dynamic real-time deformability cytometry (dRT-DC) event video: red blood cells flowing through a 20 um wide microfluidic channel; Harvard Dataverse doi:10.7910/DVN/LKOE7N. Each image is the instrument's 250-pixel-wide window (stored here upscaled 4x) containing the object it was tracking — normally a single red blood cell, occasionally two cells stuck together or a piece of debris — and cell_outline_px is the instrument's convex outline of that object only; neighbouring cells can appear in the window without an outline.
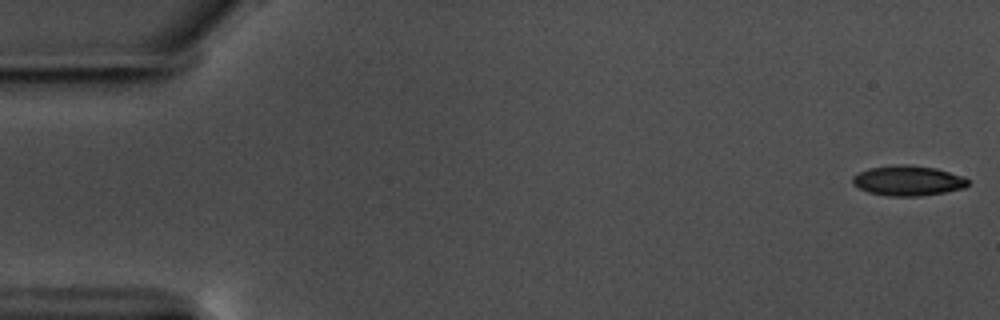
{"species": "common noctule bat (a hibernating species)", "species_latin": "Nyctalus noctula", "temperature_condition": "warm", "stored_images_in_passage": 57, "camera_frame_rate_fps": 3000, "um_per_image_px": 0.085, "animal": {"sex": "male", "body_mass_g": 17.5, "forearm_length_mm": 52.3}, "frame": {"image": 1, "passage_image": 1, "time_ms": 0.0, "image_size_px": [1000, 320], "cell_outline_px": [[968, 184], [964, 188], [944, 192], [920, 196], [888, 196], [868, 192], [852, 184], [852, 176], [868, 168], [900, 164], [908, 164], [936, 168], [964, 176], [968, 180]], "centroid_in_image_um": [77.17, 15.35], "position_along_channel_um": 7.8, "area_um2": 20.29}}
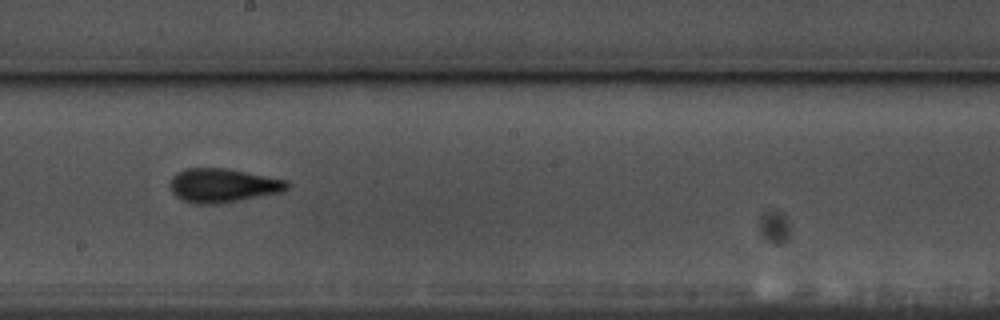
{"frame": {"image": 2, "passage_image": 32, "time_ms": 10.333, "image_size_px": [1000, 320], "cell_outline_px": [[292, 184], [288, 188], [280, 192], [220, 204], [192, 204], [176, 196], [168, 188], [168, 184], [172, 176], [176, 172], [188, 168], [228, 168], [288, 180]], "centroid_in_image_um": [18.92, 15.76], "position_along_channel_um": 229.3, "area_um2": 23.47}}
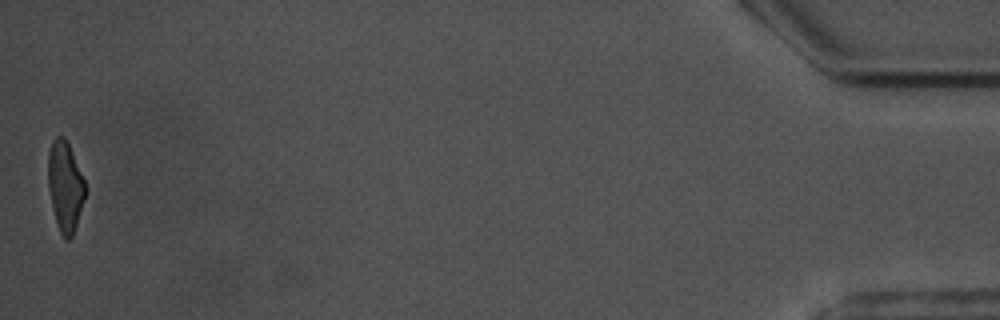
{"frame": {"image": 3, "passage_image": 57, "time_ms": 18.667, "image_size_px": [1000, 320], "cell_outline_px": [[88, 188], [72, 236], [68, 240], [64, 240], [60, 232], [52, 208], [48, 188], [48, 152], [52, 140], [56, 136], [64, 136], [72, 152]], "centroid_in_image_um": [5.54, 15.83], "position_along_channel_um": 429.7, "area_um2": 19.54}, "authors_computed_cell_mechanics": {"area_um2": 21.5016, "velocity_mm_per_s": 3.5768, "shape_relaxation_time_tau1_ms": 4.9646, "shape_relaxation_time_tau2_ms": 1.6051, "deformation_change_tau1": 0.1874, "deformation_change_tau2": 0.1074}}